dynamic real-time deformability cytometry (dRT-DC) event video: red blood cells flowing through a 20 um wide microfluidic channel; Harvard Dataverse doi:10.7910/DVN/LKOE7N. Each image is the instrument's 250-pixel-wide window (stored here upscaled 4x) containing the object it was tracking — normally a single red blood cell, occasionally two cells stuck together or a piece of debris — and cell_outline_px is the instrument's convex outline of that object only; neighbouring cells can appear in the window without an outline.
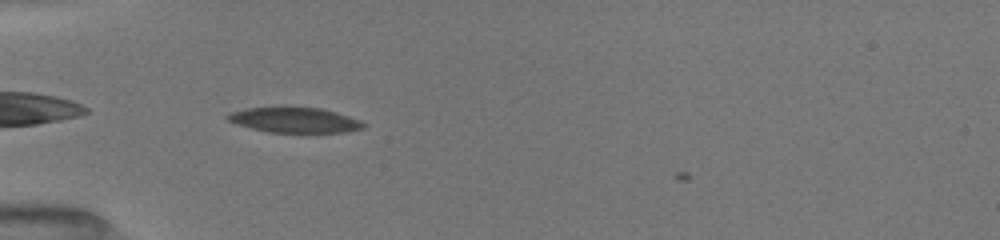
{"species": "common noctule bat (a hibernating species)", "species_latin": "Nyctalus noctula", "temperature_condition": "room temperature", "stored_images_in_passage": 12, "camera_frame_rate_fps": 3000, "um_per_image_px": 0.085, "animal": {"sex": "female", "body_mass_g": 19.5, "forearm_length_mm": 54.1}, "frame": {"image": 1, "passage_image": 1, "time_ms": 0.0, "image_size_px": [1000, 240], "cell_outline_px": [[364, 128], [344, 132], [268, 132], [236, 124], [228, 120], [224, 116], [232, 112], [248, 108], [280, 104], [284, 104], [320, 108], [336, 112], [360, 120], [364, 124]], "centroid_in_image_um": [24.99, 10.15], "position_along_channel_um": 60.0, "area_um2": 20.58}}
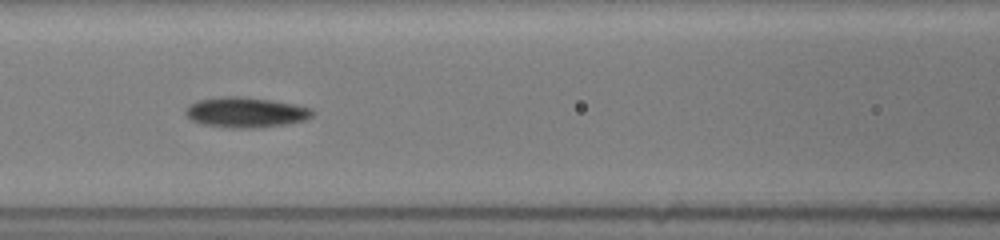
{"frame": {"image": 2, "passage_image": 5, "time_ms": 2.333, "image_size_px": [1000, 240], "cell_outline_px": [[312, 116], [304, 120], [284, 124], [252, 128], [228, 128], [204, 124], [192, 120], [184, 112], [196, 100], [220, 96], [244, 96], [292, 104], [312, 108]], "centroid_in_image_um": [20.86, 9.54], "position_along_channel_um": 145.7, "area_um2": 22.08}}
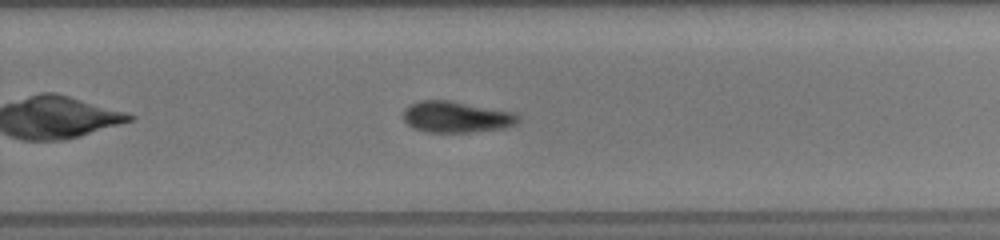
{"frame": {"image": 3, "passage_image": 11, "time_ms": 6.0, "image_size_px": [1000, 240], "cell_outline_px": [[520, 120], [516, 124], [504, 128], [468, 132], [424, 132], [412, 128], [404, 120], [404, 108], [408, 104], [420, 100], [452, 100], [512, 112], [520, 116]], "centroid_in_image_um": [38.76, 9.93], "position_along_channel_um": 291.0, "area_um2": 21.1}}